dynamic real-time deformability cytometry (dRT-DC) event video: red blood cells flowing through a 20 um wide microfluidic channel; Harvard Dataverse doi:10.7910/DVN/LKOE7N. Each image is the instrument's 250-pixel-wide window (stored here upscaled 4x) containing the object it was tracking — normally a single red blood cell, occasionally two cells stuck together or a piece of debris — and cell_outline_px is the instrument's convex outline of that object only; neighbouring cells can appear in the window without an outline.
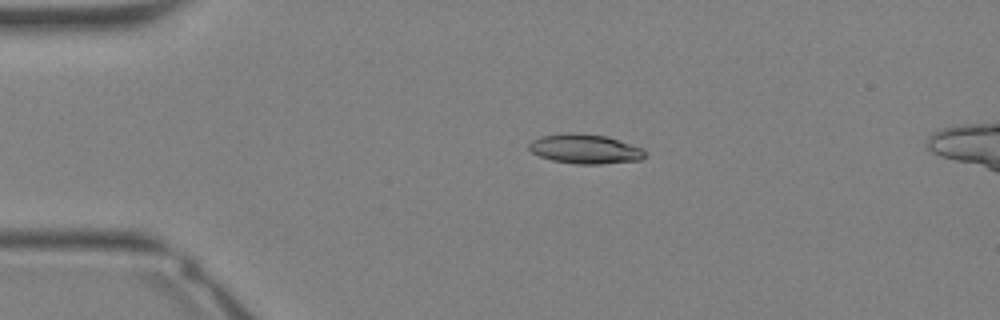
{"species": "Egyptian fruit bat (a non-hibernating species)", "species_latin": "Rousettus aegyptiacus", "temperature_condition": "warm", "stored_images_in_passage": 30, "segment_of_instrument_passage": [1, 2], "camera_frame_rate_fps": 3000, "um_per_image_px": 0.085, "animal": {"sex": "female"}, "frame": {"image": 1, "passage_image": 2, "time_ms": 0.333, "image_size_px": [1000, 320], "cell_outline_px": [[644, 156], [640, 160], [600, 164], [576, 164], [552, 160], [540, 156], [532, 152], [528, 148], [528, 144], [532, 140], [540, 136], [568, 132], [572, 132], [608, 136], [644, 148]], "centroid_in_image_um": [49.72, 12.65], "position_along_channel_um": 35.3, "area_um2": 20.06}}
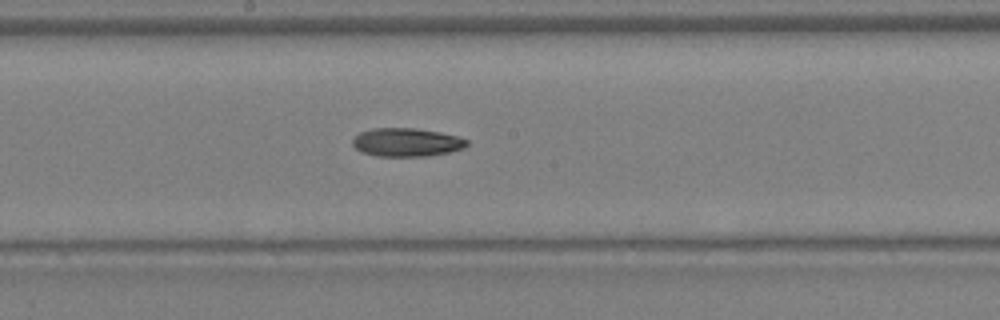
{"frame": {"image": 2, "passage_image": 13, "time_ms": 4.0, "image_size_px": [1000, 320], "cell_outline_px": [[468, 144], [464, 148], [448, 152], [428, 156], [376, 156], [364, 152], [356, 148], [352, 144], [352, 140], [360, 132], [372, 128], [416, 128], [440, 132], [456, 136], [468, 140]], "centroid_in_image_um": [34.56, 12.09], "position_along_channel_um": 213.6, "area_um2": 18.84}}
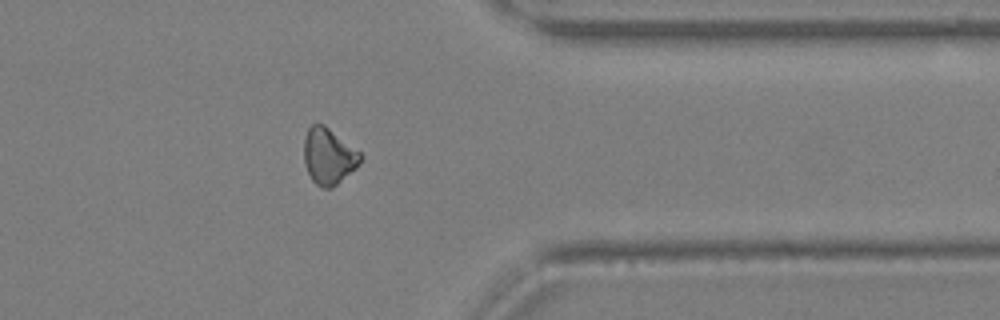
{"frame": {"image": 3, "passage_image": 22, "time_ms": 7.0, "image_size_px": [1000, 320], "cell_outline_px": [[364, 156], [360, 164], [356, 168], [332, 188], [320, 188], [312, 180], [304, 164], [304, 136], [308, 128], [312, 124], [324, 124], [360, 152]], "centroid_in_image_um": [27.93, 13.28], "position_along_channel_um": 383.5, "area_um2": 18.61}}